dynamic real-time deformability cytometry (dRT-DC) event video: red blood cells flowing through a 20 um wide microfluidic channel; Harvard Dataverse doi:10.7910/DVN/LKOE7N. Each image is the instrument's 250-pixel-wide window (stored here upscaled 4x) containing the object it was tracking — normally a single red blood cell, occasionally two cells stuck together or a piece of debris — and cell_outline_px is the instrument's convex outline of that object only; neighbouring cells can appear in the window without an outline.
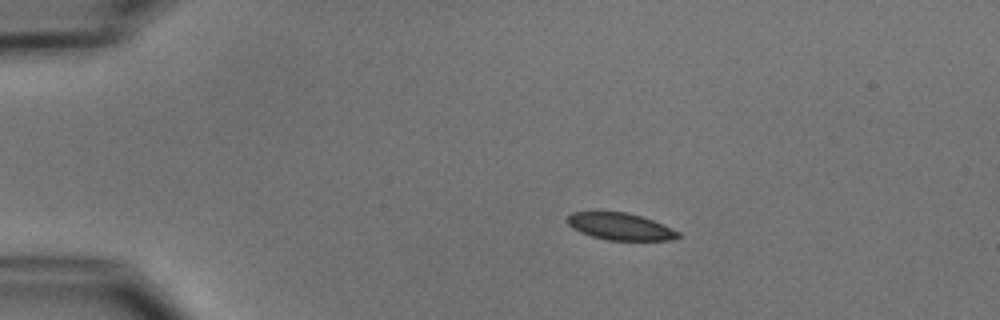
{"species": "common noctule bat (a hibernating species)", "species_latin": "Nyctalus noctula", "temperature_condition": "cold", "stored_images_in_passage": 4, "camera_frame_rate_fps": 3000, "um_per_image_px": 0.085, "animal": {"sex": "male", "body_mass_g": 15.6}, "frame": {"image": 1, "passage_image": 3, "time_ms": 2.333, "image_size_px": [1000, 320], "cell_outline_px": [[684, 236], [672, 240], [608, 240], [592, 236], [580, 232], [572, 228], [568, 224], [568, 216], [572, 212], [624, 212], [640, 216], [652, 220], [680, 232]], "centroid_in_image_um": [52.75, 19.26], "position_along_channel_um": 32.3, "area_um2": 17.28}}